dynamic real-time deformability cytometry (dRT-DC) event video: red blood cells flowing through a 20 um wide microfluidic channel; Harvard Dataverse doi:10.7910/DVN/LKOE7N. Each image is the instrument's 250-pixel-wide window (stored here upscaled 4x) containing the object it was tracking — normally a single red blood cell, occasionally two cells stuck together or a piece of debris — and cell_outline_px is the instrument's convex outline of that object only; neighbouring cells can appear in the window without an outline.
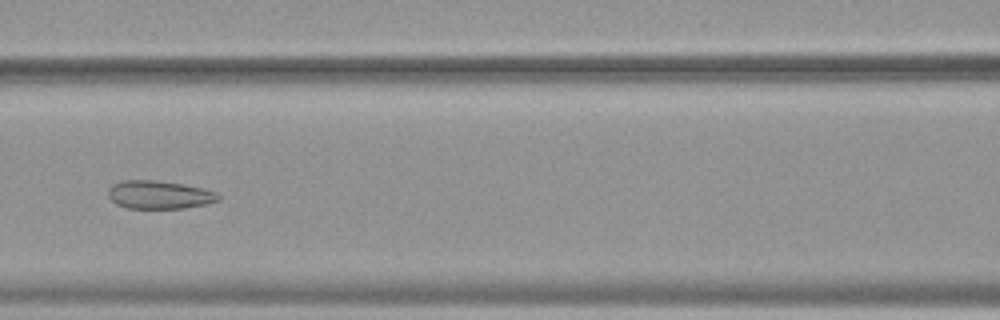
{"species": "common noctule bat (a hibernating species)", "species_latin": "Nyctalus noctula", "temperature_condition": "warm", "stored_images_in_passage": 54, "camera_frame_rate_fps": 3000, "um_per_image_px": 0.085, "animal": {"sex": "female", "body_mass_g": 19.9}, "frame": {"image": 1, "passage_image": 25, "time_ms": 8.0, "image_size_px": [1000, 320], "cell_outline_px": [[220, 200], [208, 204], [184, 208], [128, 208], [116, 204], [108, 196], [108, 188], [112, 184], [124, 180], [156, 180], [204, 188], [216, 192], [220, 196]], "centroid_in_image_um": [13.54, 16.55], "position_along_channel_um": 153.1, "area_um2": 18.15}}
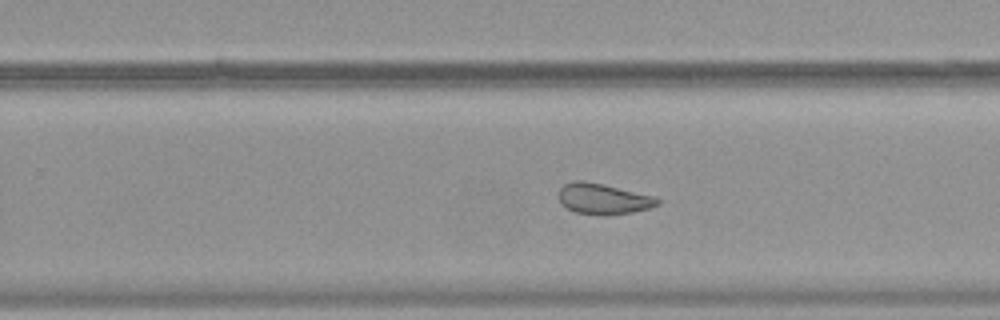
{"frame": {"image": 2, "passage_image": 35, "time_ms": 11.333, "image_size_px": [1000, 320], "cell_outline_px": [[660, 204], [648, 208], [632, 212], [608, 216], [576, 212], [560, 204], [560, 188], [564, 184], [572, 180], [580, 180], [604, 184], [656, 196], [660, 200]], "centroid_in_image_um": [51.3, 16.9], "position_along_channel_um": 278.5, "area_um2": 17.8}}
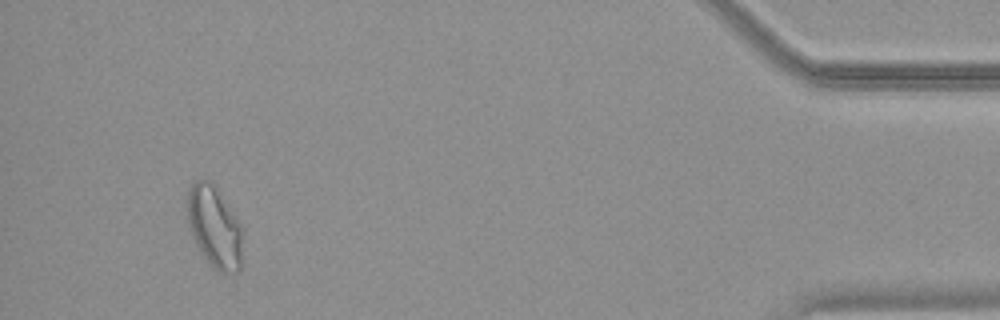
{"frame": {"image": 3, "passage_image": 51, "time_ms": 16.667, "image_size_px": [1000, 320], "cell_outline_px": [[244, 228], [240, 272], [228, 276], [216, 272], [200, 252], [188, 228], [184, 200], [188, 188], [196, 180], [212, 180], [216, 184]], "centroid_in_image_um": [18.23, 19.29], "position_along_channel_um": 417.0, "area_um2": 28.03}, "authors_computed_cell_mechanics": {"area_um2": 23.6691, "velocity_mm_per_s": 3.7816, "shape_relaxation_time_tau1_ms": null, "shape_relaxation_time_tau2_ms": 1.234, "deformation_change_tau1": null, "deformation_change_tau2": 0.0766}}